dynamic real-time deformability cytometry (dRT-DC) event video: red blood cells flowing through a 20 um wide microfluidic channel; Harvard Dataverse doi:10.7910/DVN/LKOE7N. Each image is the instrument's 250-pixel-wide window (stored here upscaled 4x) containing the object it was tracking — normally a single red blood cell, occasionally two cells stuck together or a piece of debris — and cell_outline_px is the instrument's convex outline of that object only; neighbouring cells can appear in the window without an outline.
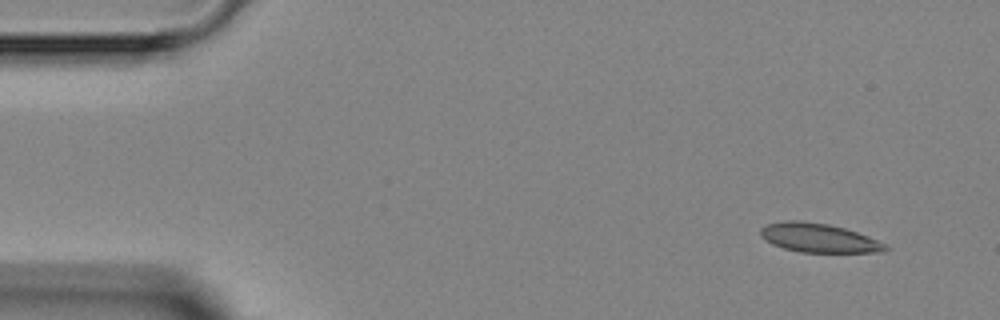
{"species": "Egyptian fruit bat (a non-hibernating species)", "species_latin": "Rousettus aegyptiacus", "temperature_condition": "room temperature", "stored_images_in_passage": 4, "camera_frame_rate_fps": 3000, "um_per_image_px": 0.085, "animal": {"sex": "female"}, "frame": {"image": 1, "passage_image": 1, "time_ms": 0.0, "image_size_px": [1000, 320], "cell_outline_px": [[892, 248], [884, 252], [800, 252], [784, 248], [772, 244], [764, 240], [760, 236], [760, 228], [768, 224], [784, 220], [800, 220], [828, 224], [844, 228], [868, 236]], "centroid_in_image_um": [69.57, 20.22], "position_along_channel_um": 15.4, "area_um2": 21.1}}